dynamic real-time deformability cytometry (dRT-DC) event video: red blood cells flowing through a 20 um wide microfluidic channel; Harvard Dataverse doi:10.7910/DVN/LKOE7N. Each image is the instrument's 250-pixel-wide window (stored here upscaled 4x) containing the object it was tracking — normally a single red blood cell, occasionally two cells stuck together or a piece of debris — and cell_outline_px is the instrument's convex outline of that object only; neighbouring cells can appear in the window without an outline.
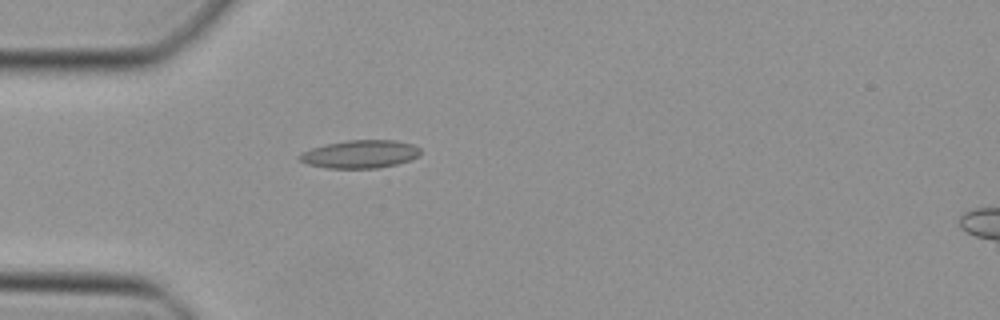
{"species": "Egyptian fruit bat (a non-hibernating species)", "species_latin": "Rousettus aegyptiacus", "temperature_condition": "cold", "stored_images_in_passage": 35, "camera_frame_rate_fps": 3000, "um_per_image_px": 0.085, "animal": {"sex": "female"}, "frame": {"image": 1, "passage_image": 2, "time_ms": 0.333, "image_size_px": [1000, 320], "cell_outline_px": [[420, 156], [412, 160], [396, 164], [376, 168], [328, 168], [308, 164], [300, 160], [296, 156], [300, 152], [324, 144], [348, 140], [396, 140], [412, 144], [420, 148]], "centroid_in_image_um": [30.61, 13.09], "position_along_channel_um": 54.4, "area_um2": 19.88}}
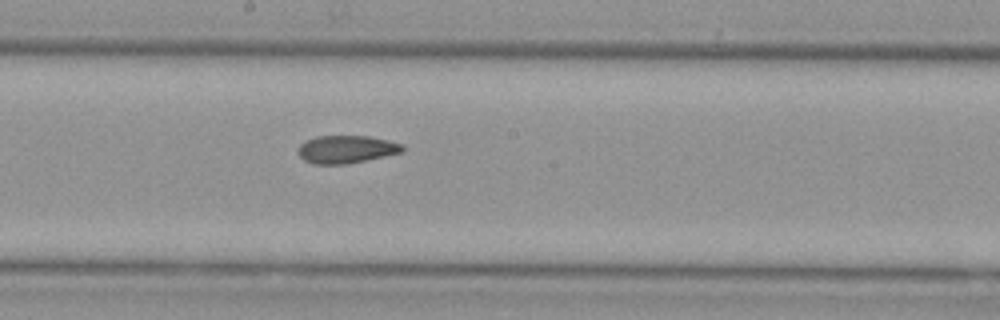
{"frame": {"image": 2, "passage_image": 14, "time_ms": 4.333, "image_size_px": [1000, 320], "cell_outline_px": [[404, 152], [348, 164], [312, 164], [304, 160], [296, 152], [300, 144], [316, 136], [368, 136], [388, 140], [404, 144]], "centroid_in_image_um": [29.45, 12.69], "position_along_channel_um": 218.7, "area_um2": 17.05}}
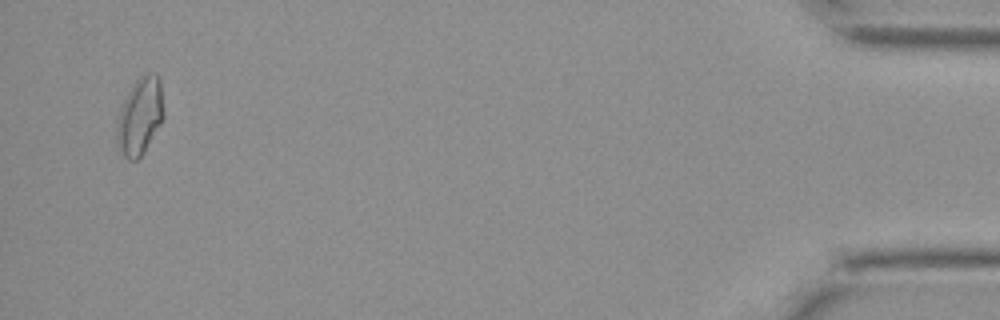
{"frame": {"image": 3, "passage_image": 34, "time_ms": 11.0, "image_size_px": [1000, 320], "cell_outline_px": [[164, 116], [160, 124], [144, 152], [136, 160], [128, 160], [120, 152], [116, 144], [116, 124], [124, 100], [132, 84], [136, 80], [148, 72], [156, 72], [160, 80], [164, 112]], "centroid_in_image_um": [11.89, 9.88], "position_along_channel_um": 423.3, "area_um2": 21.1}}